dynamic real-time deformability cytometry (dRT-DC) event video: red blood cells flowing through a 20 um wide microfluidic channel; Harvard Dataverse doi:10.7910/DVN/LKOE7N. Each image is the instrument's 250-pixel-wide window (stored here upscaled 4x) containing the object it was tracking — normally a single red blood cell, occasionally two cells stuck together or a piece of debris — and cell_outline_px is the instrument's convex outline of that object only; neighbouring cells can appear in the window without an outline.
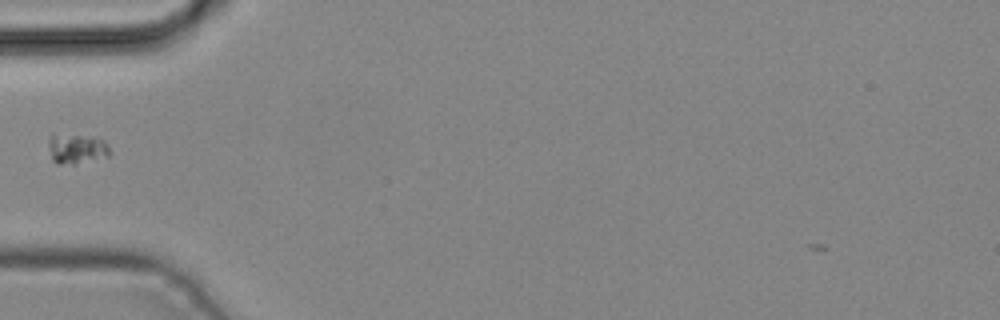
{"species": "common noctule bat (a hibernating species)", "species_latin": "Nyctalus noctula", "temperature_condition": "cold", "stored_images_in_passage": 1, "camera_frame_rate_fps": 3000, "um_per_image_px": 0.085, "animal": {"sex": "male", "body_mass_g": 19.2, "forearm_length_mm": 51.8}, "frame": {"image": 1, "passage_image": 1, "time_ms": 0.0, "image_size_px": [1000, 320], "cell_outline_px": [[112, 152], [108, 156], [72, 164], [56, 164], [52, 160], [48, 144], [48, 140], [52, 136], [100, 136], [104, 140]], "centroid_in_image_um": [6.56, 12.66], "position_along_channel_um": 78.4, "area_um2": 10.52}}